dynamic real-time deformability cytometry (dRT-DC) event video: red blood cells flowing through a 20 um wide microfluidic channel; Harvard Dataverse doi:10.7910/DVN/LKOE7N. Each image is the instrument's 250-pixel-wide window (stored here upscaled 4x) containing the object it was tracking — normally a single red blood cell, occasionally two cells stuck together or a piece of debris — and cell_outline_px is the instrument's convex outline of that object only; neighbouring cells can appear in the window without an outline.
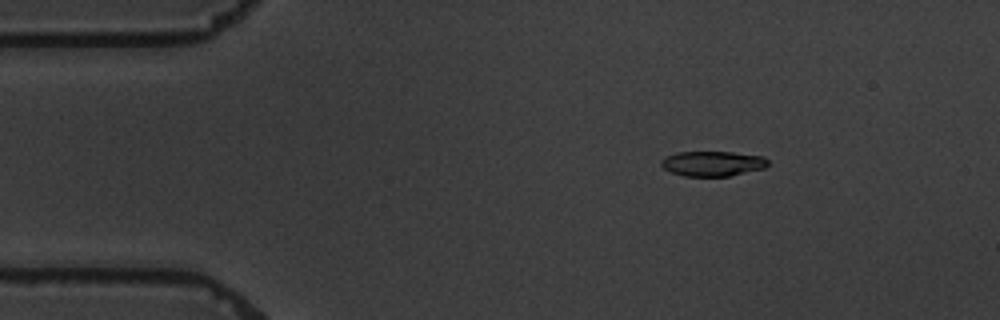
{"species": "common noctule bat (a hibernating species)", "species_latin": "Nyctalus noctula", "temperature_condition": "warm", "stored_images_in_passage": 4, "camera_frame_rate_fps": 3000, "um_per_image_px": 0.085, "animal": {"sex": "male", "body_mass_g": 19.5, "forearm_length_mm": 54.6}, "frame": {"image": 1, "passage_image": 3, "time_ms": 2.333, "image_size_px": [1000, 320], "cell_outline_px": [[768, 164], [764, 168], [728, 176], [684, 176], [672, 172], [664, 168], [660, 164], [660, 160], [676, 152], [732, 152], [764, 156], [768, 160]], "centroid_in_image_um": [60.57, 13.9], "position_along_channel_um": 24.4, "area_um2": 15.49}}